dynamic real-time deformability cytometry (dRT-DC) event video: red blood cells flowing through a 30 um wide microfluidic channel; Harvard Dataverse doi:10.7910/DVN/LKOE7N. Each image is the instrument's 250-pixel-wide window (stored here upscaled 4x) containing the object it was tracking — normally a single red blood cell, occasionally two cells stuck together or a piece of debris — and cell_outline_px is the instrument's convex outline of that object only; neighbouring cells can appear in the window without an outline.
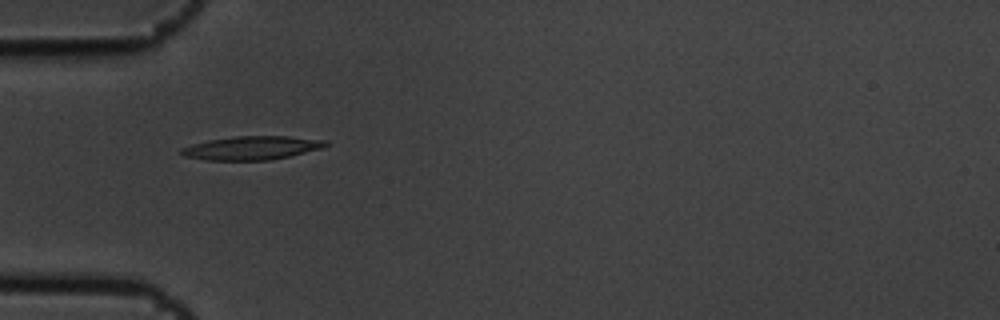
{"species": "common noctule bat (a hibernating species)", "species_latin": "Nyctalus noctula", "temperature_condition": "cold", "stored_images_in_passage": 5, "camera_frame_rate_fps": 3000, "um_per_image_px": 0.085, "animal": {"sex": "male", "body_mass_g": 19.5, "forearm_length_mm": 54.6}, "frame": {"image": 1, "passage_image": 4, "time_ms": 1.0, "image_size_px": [1000, 320], "cell_outline_px": [[328, 144], [320, 148], [288, 156], [268, 160], [204, 160], [184, 156], [180, 152], [180, 148], [192, 144], [208, 140], [232, 136], [288, 136], [328, 140]], "centroid_in_image_um": [21.35, 12.56], "position_along_channel_um": 63.6, "area_um2": 19.77}}
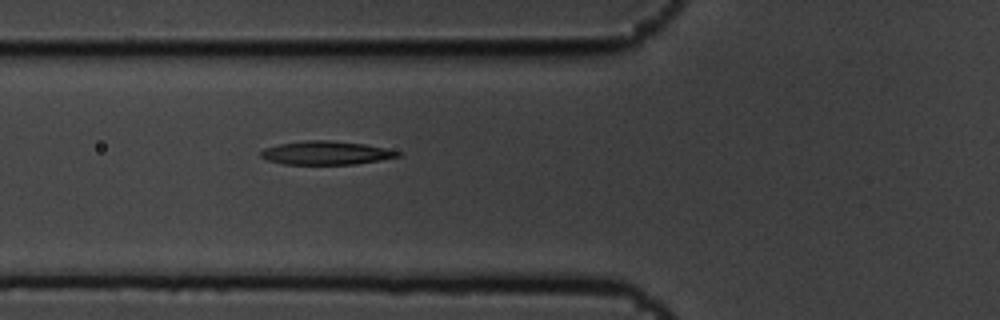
{"frame": {"image": 2, "passage_image": 5, "time_ms": 1.333, "image_size_px": [1000, 320], "cell_outline_px": [[404, 152], [400, 156], [380, 160], [356, 164], [284, 164], [268, 160], [260, 156], [260, 152], [264, 148], [280, 144], [304, 140], [328, 140], [364, 144]], "centroid_in_image_um": [27.73, 12.99], "position_along_channel_um": 98.1, "area_um2": 18.73}}